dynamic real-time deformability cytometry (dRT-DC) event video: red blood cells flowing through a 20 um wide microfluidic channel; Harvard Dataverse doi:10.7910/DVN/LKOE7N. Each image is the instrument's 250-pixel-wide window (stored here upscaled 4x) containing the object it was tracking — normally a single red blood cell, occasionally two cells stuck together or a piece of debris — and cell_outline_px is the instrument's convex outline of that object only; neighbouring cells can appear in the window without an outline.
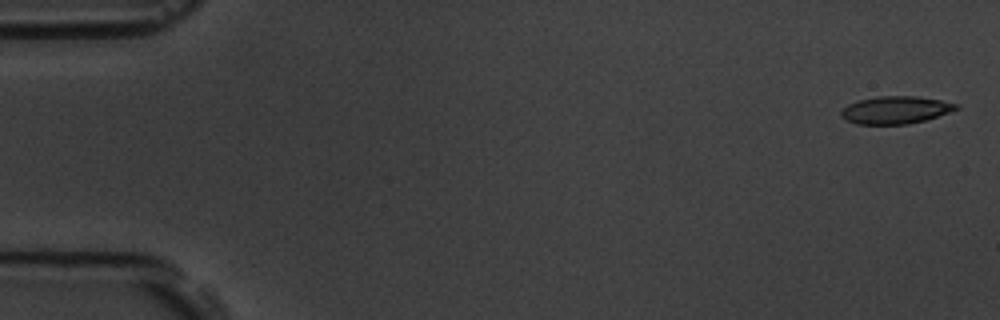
{"species": "common noctule bat (a hibernating species)", "species_latin": "Nyctalus noctula", "temperature_condition": "room temperature", "stored_images_in_passage": 5, "camera_frame_rate_fps": 3000, "um_per_image_px": 0.085, "animal": {"sex": "male", "body_mass_g": 19.5, "forearm_length_mm": 54.6}, "frame": {"image": 1, "passage_image": 1, "time_ms": 0.0, "image_size_px": [1000, 320], "cell_outline_px": [[960, 108], [924, 120], [908, 124], [856, 124], [840, 116], [840, 112], [848, 104], [860, 100], [876, 96], [916, 96], [940, 100], [960, 104]], "centroid_in_image_um": [76.12, 9.34], "position_along_channel_um": 8.9, "area_um2": 18.32}}
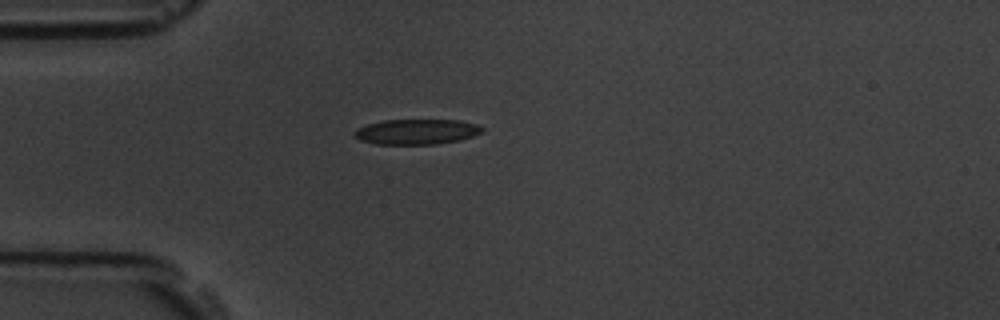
{"frame": {"image": 2, "passage_image": 5, "time_ms": 4.667, "image_size_px": [1000, 320], "cell_outline_px": [[484, 132], [460, 140], [436, 144], [376, 144], [360, 140], [352, 136], [352, 132], [356, 128], [368, 124], [384, 120], [460, 120], [476, 124], [484, 128]], "centroid_in_image_um": [35.39, 11.2], "position_along_channel_um": 49.6, "area_um2": 18.96}}